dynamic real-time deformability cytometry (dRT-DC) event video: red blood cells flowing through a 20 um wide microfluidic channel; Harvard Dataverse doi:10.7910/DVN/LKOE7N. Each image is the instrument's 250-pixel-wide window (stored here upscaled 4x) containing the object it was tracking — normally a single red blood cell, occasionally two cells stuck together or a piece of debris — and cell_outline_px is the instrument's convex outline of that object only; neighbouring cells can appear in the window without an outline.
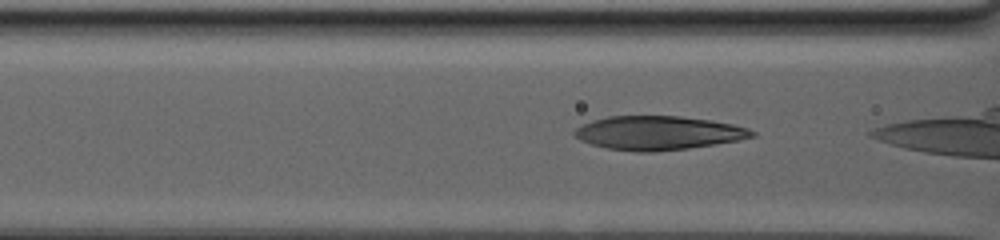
{"species": "human", "species_latin": "Homo sapiens", "temperature_condition": "warm", "stored_images_in_passage": 62, "camera_frame_rate_fps": 3000, "um_per_image_px": 0.085, "donor": {"sex": "male"}, "frame": {"image": 1, "passage_image": 26, "time_ms": 11.333, "image_size_px": [1000, 240], "cell_outline_px": [[756, 136], [736, 140], [688, 148], [652, 152], [636, 152], [608, 148], [592, 144], [580, 140], [572, 132], [580, 124], [592, 120], [608, 116], [680, 116], [708, 120], [732, 124], [748, 128], [756, 132]], "centroid_in_image_um": [55.9, 11.29], "position_along_channel_um": 110.7, "area_um2": 34.8}}
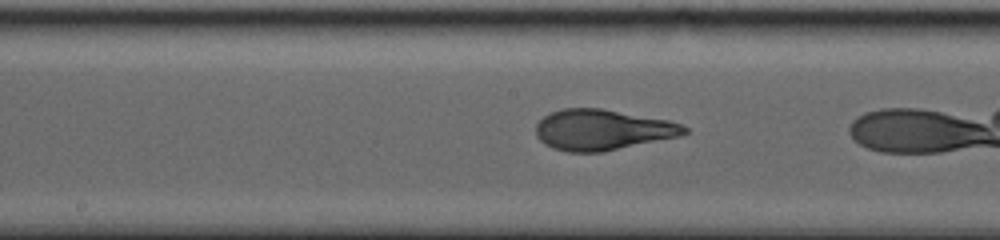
{"frame": {"image": 2, "passage_image": 41, "time_ms": 14.667, "image_size_px": [1000, 240], "cell_outline_px": [[688, 132], [680, 136], [604, 152], [568, 152], [552, 148], [544, 144], [536, 136], [536, 124], [544, 116], [560, 108], [600, 108], [668, 120], [680, 124], [688, 128]], "centroid_in_image_um": [51.18, 11.04], "position_along_channel_um": 197.0, "area_um2": 35.26}}
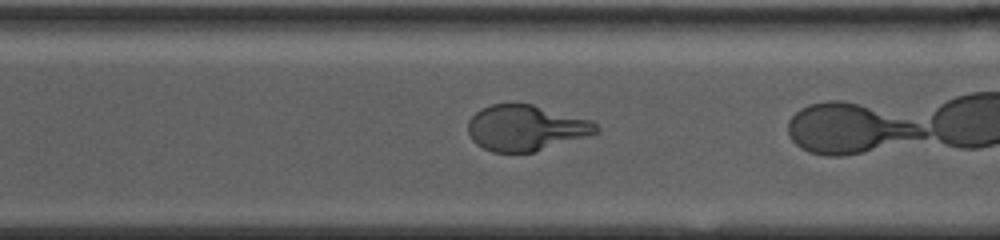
{"frame": {"image": 3, "passage_image": 58, "time_ms": 19.667, "image_size_px": [1000, 240], "cell_outline_px": [[600, 132], [532, 152], [492, 152], [476, 144], [472, 140], [468, 132], [468, 120], [480, 108], [492, 104], [532, 104], [592, 120], [600, 128]], "centroid_in_image_um": [44.68, 10.86], "position_along_channel_um": 325.9, "area_um2": 33.99}}